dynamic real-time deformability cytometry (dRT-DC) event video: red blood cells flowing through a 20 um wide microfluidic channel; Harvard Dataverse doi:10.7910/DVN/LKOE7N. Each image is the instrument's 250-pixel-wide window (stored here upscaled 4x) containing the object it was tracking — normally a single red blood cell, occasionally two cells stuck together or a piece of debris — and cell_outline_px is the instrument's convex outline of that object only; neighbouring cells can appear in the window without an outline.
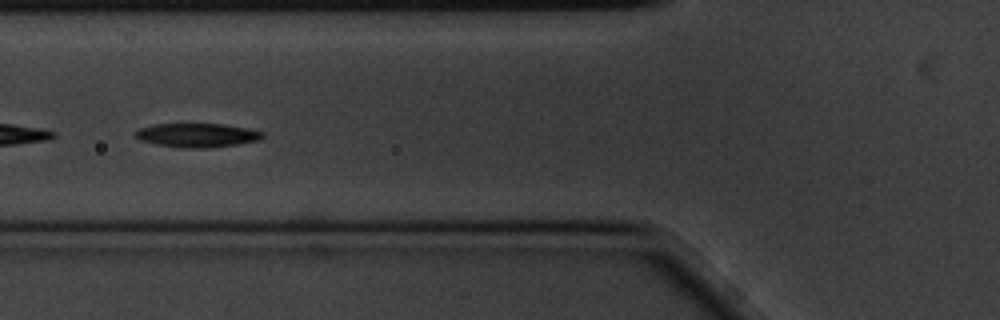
{"species": "common noctule bat (a hibernating species)", "species_latin": "Nyctalus noctula", "temperature_condition": "cold", "stored_images_in_passage": 7, "camera_frame_rate_fps": 3000, "um_per_image_px": 0.085, "animal": {"sex": "male", "body_mass_g": 20.1, "forearm_length_mm": 53.5}, "frame": {"image": 1, "passage_image": 3, "time_ms": 0.667, "image_size_px": [1000, 320], "cell_outline_px": [[264, 136], [260, 140], [236, 144], [208, 148], [180, 148], [156, 144], [140, 140], [132, 136], [132, 132], [140, 128], [156, 124], [224, 124], [248, 128], [264, 132]], "centroid_in_image_um": [16.73, 11.49], "position_along_channel_um": 109.1, "area_um2": 17.92}}
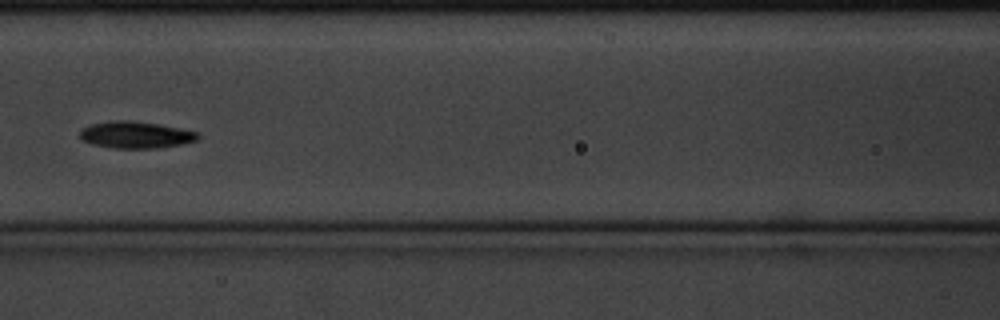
{"frame": {"image": 2, "passage_image": 4, "time_ms": 1.0, "image_size_px": [1000, 320], "cell_outline_px": [[200, 136], [196, 140], [180, 144], [156, 148], [112, 148], [92, 144], [84, 140], [80, 136], [80, 128], [92, 124], [112, 120], [132, 120], [160, 124], [200, 132]], "centroid_in_image_um": [11.54, 11.45], "position_along_channel_um": 155.1, "area_um2": 18.5}}
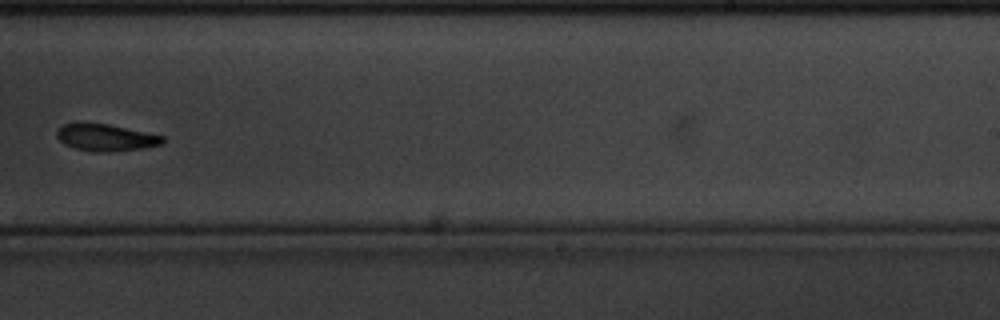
{"frame": {"image": 3, "passage_image": 7, "time_ms": 2.0, "image_size_px": [1000, 320], "cell_outline_px": [[164, 144], [140, 148], [108, 152], [96, 152], [76, 148], [64, 144], [56, 136], [56, 128], [64, 124], [108, 124], [164, 136]], "centroid_in_image_um": [8.99, 11.7], "position_along_channel_um": 280.0, "area_um2": 16.3}}